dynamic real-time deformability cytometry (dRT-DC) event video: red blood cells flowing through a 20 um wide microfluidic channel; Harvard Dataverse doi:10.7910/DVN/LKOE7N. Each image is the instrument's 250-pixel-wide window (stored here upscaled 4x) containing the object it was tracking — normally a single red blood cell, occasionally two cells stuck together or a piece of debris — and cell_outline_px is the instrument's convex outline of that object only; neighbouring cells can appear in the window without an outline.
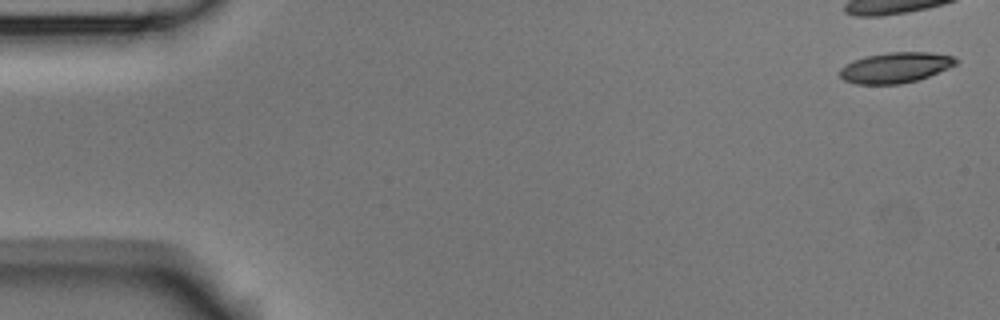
{"species": "Egyptian fruit bat (a non-hibernating species)", "species_latin": "Rousettus aegyptiacus", "temperature_condition": "room temperature", "stored_images_in_passage": 7, "camera_frame_rate_fps": 3000, "um_per_image_px": 0.085, "animal": {"sex": "male"}, "frame": {"image": 1, "passage_image": 1, "time_ms": 0.0, "image_size_px": [1000, 320], "cell_outline_px": [[960, 60], [956, 64], [948, 68], [928, 76], [916, 80], [900, 84], [856, 84], [844, 80], [840, 76], [840, 68], [844, 64], [852, 60], [864, 56], [888, 52], [928, 52], [952, 56]], "centroid_in_image_um": [76.08, 5.74], "position_along_channel_um": 8.9, "area_um2": 20.69}}
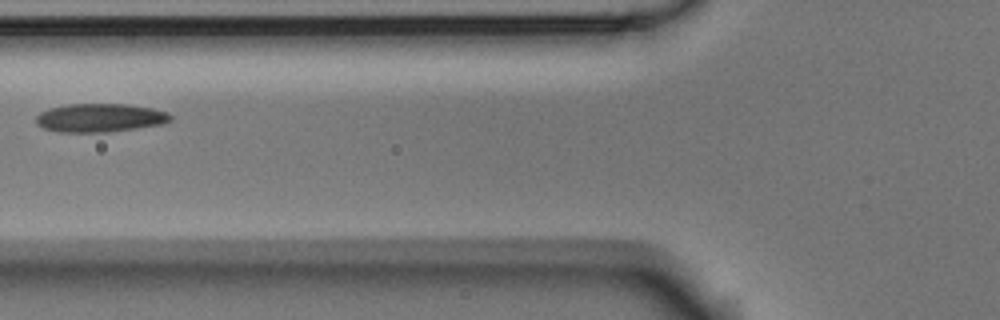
{"frame": {"image": 2, "passage_image": 6, "time_ms": 1.667, "image_size_px": [1000, 320], "cell_outline_px": [[172, 120], [164, 124], [136, 128], [104, 132], [56, 132], [44, 128], [36, 124], [36, 116], [40, 112], [48, 108], [68, 104], [128, 104], [152, 108], [168, 112], [172, 116]], "centroid_in_image_um": [8.5, 10.01], "position_along_channel_um": 117.3, "area_um2": 22.48}}
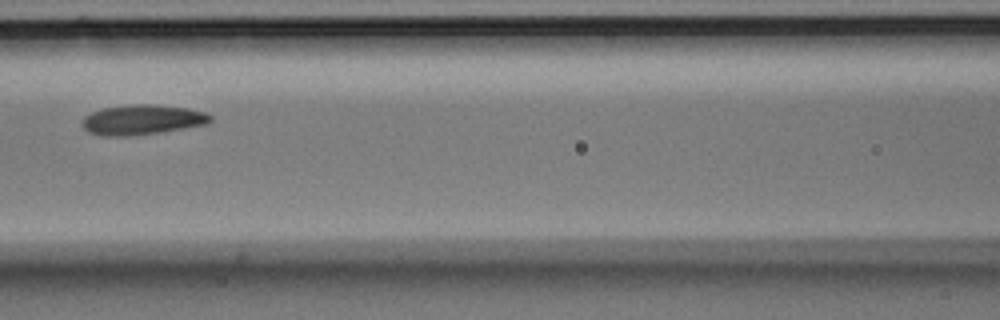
{"frame": {"image": 3, "passage_image": 7, "time_ms": 2.0, "image_size_px": [1000, 320], "cell_outline_px": [[212, 120], [208, 124], [160, 132], [124, 136], [104, 136], [88, 132], [84, 128], [84, 116], [92, 112], [104, 108], [132, 104], [152, 104], [188, 108], [204, 112], [212, 116]], "centroid_in_image_um": [12.12, 10.17], "position_along_channel_um": 154.5, "area_um2": 22.2}}